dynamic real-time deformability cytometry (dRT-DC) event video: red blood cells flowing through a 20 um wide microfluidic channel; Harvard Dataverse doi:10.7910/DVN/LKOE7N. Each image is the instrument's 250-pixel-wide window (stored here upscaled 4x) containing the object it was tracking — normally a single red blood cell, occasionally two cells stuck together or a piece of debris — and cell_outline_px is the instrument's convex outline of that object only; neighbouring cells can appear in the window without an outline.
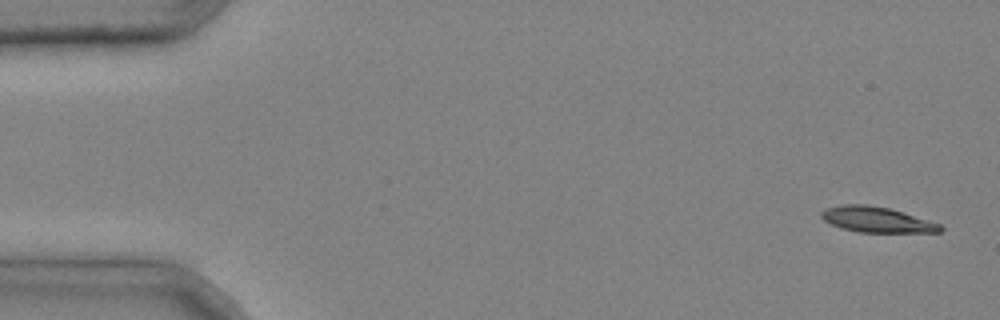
{"species": "common noctule bat (a hibernating species)", "species_latin": "Nyctalus noctula", "temperature_condition": "cold", "stored_images_in_passage": 6, "segment_of_instrument_passage": [2, 2], "camera_frame_rate_fps": 3000, "um_per_image_px": 0.085, "animal": {"sex": "male", "body_mass_g": 20.4}, "frame": {"image": 1, "passage_image": 6, "time_ms": 1.667, "image_size_px": [1000, 320], "cell_outline_px": [[944, 228], [940, 232], [860, 232], [840, 228], [824, 220], [820, 216], [820, 212], [824, 208], [840, 204], [868, 204], [888, 208], [940, 224]], "centroid_in_image_um": [74.45, 18.66], "position_along_channel_um": 10.5, "area_um2": 17.57}}